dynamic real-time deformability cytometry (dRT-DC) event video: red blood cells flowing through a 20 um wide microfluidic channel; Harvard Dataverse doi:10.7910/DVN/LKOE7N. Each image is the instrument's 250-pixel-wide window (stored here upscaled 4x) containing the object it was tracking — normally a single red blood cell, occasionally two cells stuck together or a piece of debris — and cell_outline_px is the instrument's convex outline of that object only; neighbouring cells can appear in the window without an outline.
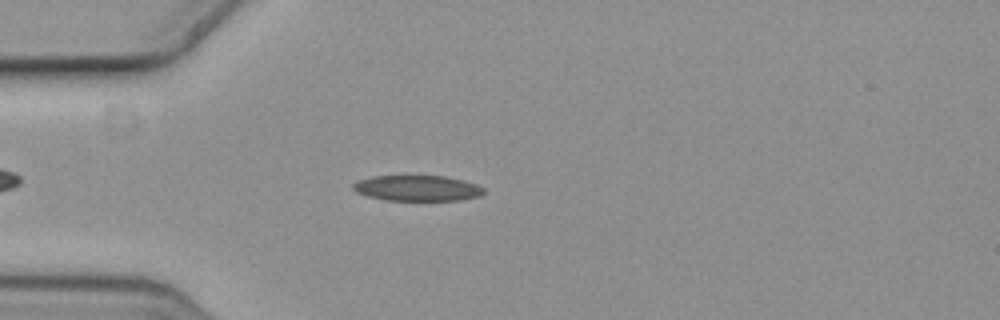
{"species": "common noctule bat (a hibernating species)", "species_latin": "Nyctalus noctula", "temperature_condition": "cold", "stored_images_in_passage": 2, "camera_frame_rate_fps": 3000, "um_per_image_px": 0.085, "animal": {"sex": "female", "body_mass_g": 19.3, "forearm_length_mm": 54.1}, "frame": {"image": 1, "passage_image": 2, "time_ms": 0.333, "image_size_px": [1000, 320], "cell_outline_px": [[484, 192], [480, 196], [460, 200], [384, 200], [368, 196], [356, 192], [352, 188], [352, 184], [356, 180], [372, 176], [444, 176], [476, 184], [484, 188]], "centroid_in_image_um": [35.42, 15.99], "position_along_channel_um": 49.6, "area_um2": 19.48}}